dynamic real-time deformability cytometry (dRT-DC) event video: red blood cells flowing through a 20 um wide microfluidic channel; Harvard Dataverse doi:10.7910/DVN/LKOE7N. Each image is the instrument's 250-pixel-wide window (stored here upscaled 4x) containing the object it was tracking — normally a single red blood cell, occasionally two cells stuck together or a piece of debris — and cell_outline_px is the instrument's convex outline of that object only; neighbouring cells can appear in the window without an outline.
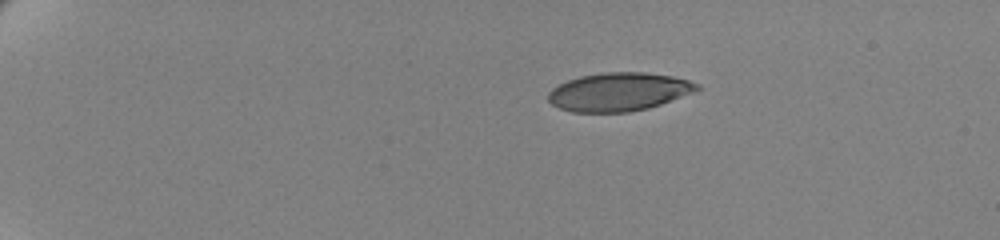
{"species": "human", "species_latin": "Homo sapiens", "temperature_condition": "cold", "stored_images_in_passage": 49, "camera_frame_rate_fps": 3000, "um_per_image_px": 0.085, "donor": {"sex": "female"}, "frame": {"image": 1, "passage_image": 1, "time_ms": 0.0, "image_size_px": [1000, 240], "cell_outline_px": [[700, 88], [692, 92], [660, 104], [648, 108], [628, 112], [572, 112], [560, 108], [552, 104], [548, 100], [548, 92], [552, 88], [568, 80], [580, 76], [604, 72], [644, 72], [672, 76], [688, 80], [700, 84]], "centroid_in_image_um": [52.57, 7.8], "position_along_channel_um": 32.4, "area_um2": 33.06}}
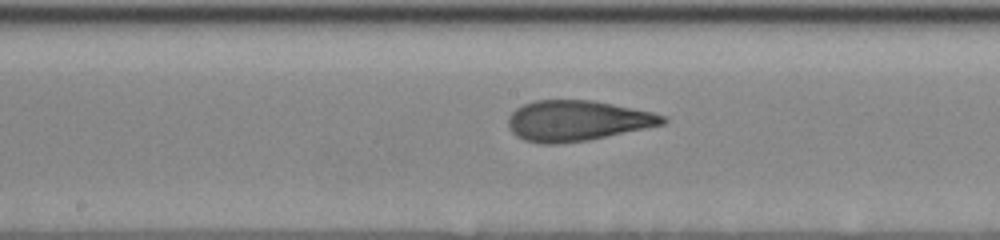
{"frame": {"image": 2, "passage_image": 24, "time_ms": 7.667, "image_size_px": [1000, 240], "cell_outline_px": [[668, 120], [664, 124], [588, 140], [556, 144], [540, 144], [524, 140], [516, 136], [508, 128], [508, 116], [516, 108], [524, 104], [536, 100], [592, 100], [652, 112], [664, 116]], "centroid_in_image_um": [49.01, 10.26], "position_along_channel_um": 199.2, "area_um2": 36.36}}
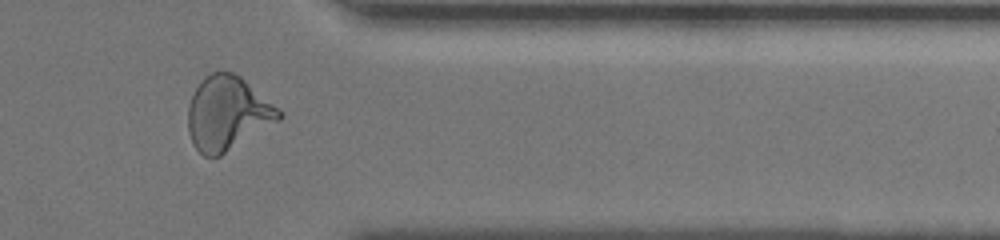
{"frame": {"image": 3, "passage_image": 41, "time_ms": 13.333, "image_size_px": [1000, 240], "cell_outline_px": [[284, 116], [280, 120], [220, 156], [204, 156], [196, 148], [188, 132], [188, 108], [192, 96], [196, 88], [204, 76], [212, 72], [232, 72], [240, 76], [284, 112]], "centroid_in_image_um": [19.36, 9.63], "position_along_channel_um": 392.0, "area_um2": 38.96}, "authors_computed_cell_mechanics": {"area_um2": 36.1828, "velocity_mm_per_s": 3.472, "shape_relaxation_time_tau1_ms": 4.5385, "shape_relaxation_time_tau2_ms": 1.1861, "deformation_change_tau1": 0.1824, "deformation_change_tau2": 0.0877}}